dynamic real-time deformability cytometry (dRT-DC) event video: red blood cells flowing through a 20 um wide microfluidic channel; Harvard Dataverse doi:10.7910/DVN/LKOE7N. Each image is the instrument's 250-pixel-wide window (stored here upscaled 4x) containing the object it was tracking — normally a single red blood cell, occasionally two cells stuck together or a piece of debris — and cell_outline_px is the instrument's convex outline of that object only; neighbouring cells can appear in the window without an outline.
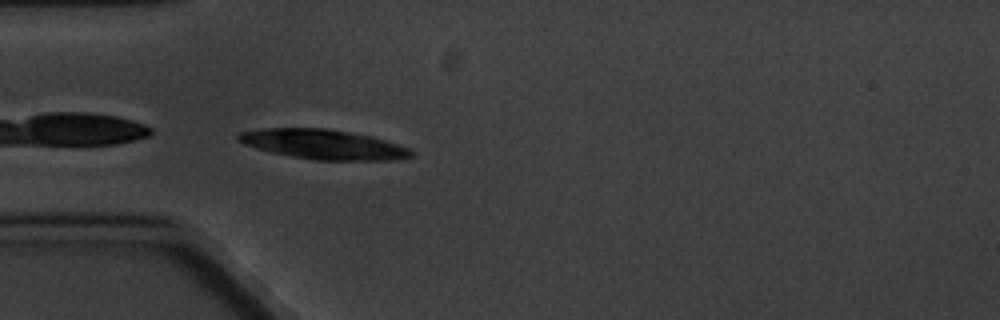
{"species": "common noctule bat (a hibernating species)", "species_latin": "Nyctalus noctula", "temperature_condition": "cold", "stored_images_in_passage": 3, "camera_frame_rate_fps": 3000, "um_per_image_px": 0.085, "animal": {"sex": "male", "body_mass_g": 20.1, "forearm_length_mm": 53.5}, "frame": {"image": 1, "passage_image": 3, "time_ms": 2.333, "image_size_px": [1000, 320], "cell_outline_px": [[412, 156], [396, 160], [316, 160], [292, 156], [272, 152], [256, 148], [244, 144], [236, 140], [236, 136], [240, 132], [264, 128], [324, 128], [372, 136], [412, 148]], "centroid_in_image_um": [27.5, 12.27], "position_along_channel_um": 57.5, "area_um2": 29.88}}